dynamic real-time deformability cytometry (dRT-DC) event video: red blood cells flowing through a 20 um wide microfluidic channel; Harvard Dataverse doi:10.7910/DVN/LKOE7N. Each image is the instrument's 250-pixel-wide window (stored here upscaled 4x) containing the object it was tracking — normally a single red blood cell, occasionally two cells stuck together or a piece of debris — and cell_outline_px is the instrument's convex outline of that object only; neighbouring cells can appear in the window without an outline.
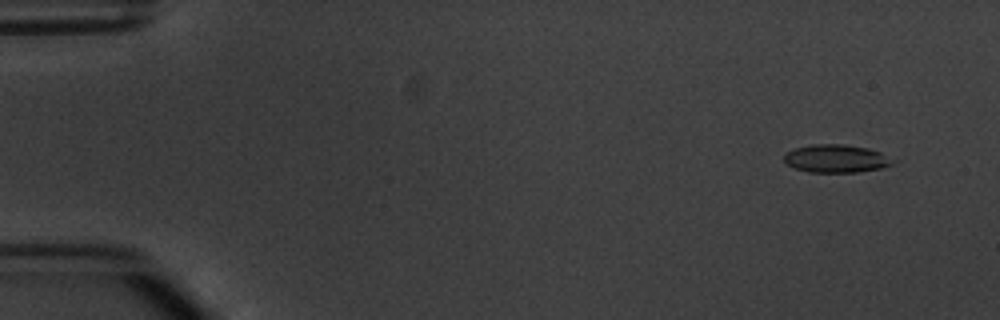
{"species": "common noctule bat (a hibernating species)", "species_latin": "Nyctalus noctula", "temperature_condition": "warm", "stored_images_in_passage": 8, "camera_frame_rate_fps": 3000, "um_per_image_px": 0.085, "animal": {"sex": "male", "body_mass_g": 20.1, "forearm_length_mm": 53.5}, "frame": {"image": 1, "passage_image": 2, "time_ms": 1.333, "image_size_px": [1000, 320], "cell_outline_px": [[892, 164], [880, 168], [856, 172], [808, 172], [792, 168], [784, 160], [784, 152], [796, 148], [812, 144], [844, 144], [868, 148], [880, 152]], "centroid_in_image_um": [70.95, 13.47], "position_along_channel_um": 14.0, "area_um2": 17.46}}
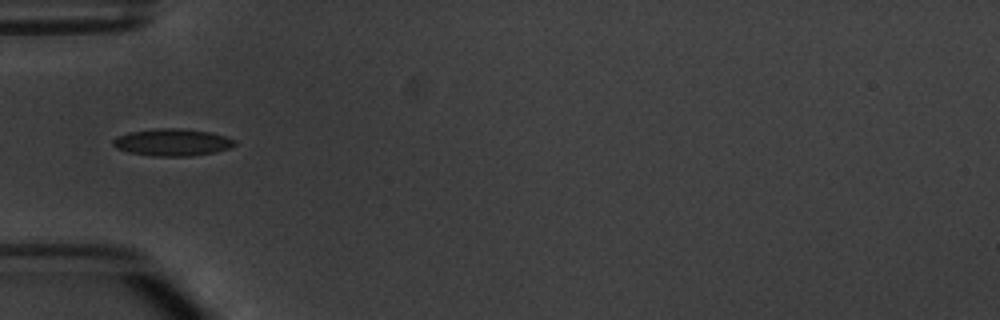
{"frame": {"image": 2, "passage_image": 6, "time_ms": 6.0, "image_size_px": [1000, 320], "cell_outline_px": [[236, 144], [232, 148], [216, 152], [192, 156], [152, 156], [128, 152], [116, 148], [112, 144], [112, 140], [116, 136], [128, 132], [156, 128], [184, 128], [212, 132], [236, 140]], "centroid_in_image_um": [14.66, 12.09], "position_along_channel_um": 70.3, "area_um2": 19.59}}
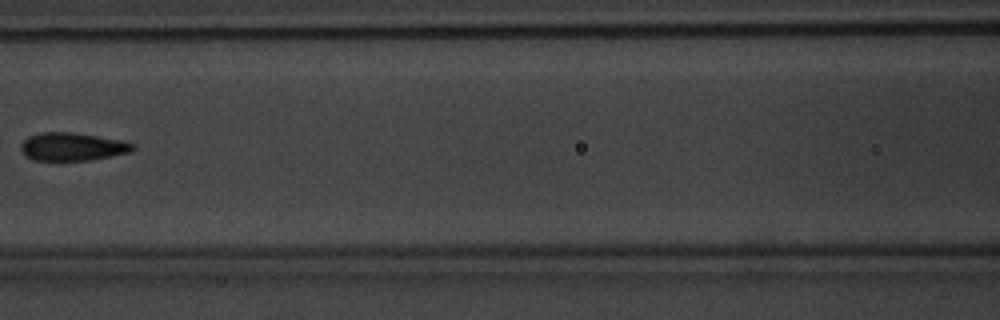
{"frame": {"image": 3, "passage_image": 8, "time_ms": 8.333, "image_size_px": [1000, 320], "cell_outline_px": [[136, 148], [132, 152], [112, 156], [88, 160], [32, 160], [24, 156], [20, 148], [20, 144], [28, 136], [44, 132], [72, 132], [124, 140], [136, 144]], "centroid_in_image_um": [6.18, 12.47], "position_along_channel_um": 160.4, "area_um2": 18.55}}